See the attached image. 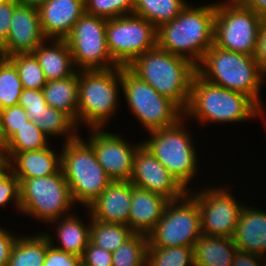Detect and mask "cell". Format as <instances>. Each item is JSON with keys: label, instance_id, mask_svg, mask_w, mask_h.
<instances>
[{"label": "cell", "instance_id": "obj_1", "mask_svg": "<svg viewBox=\"0 0 266 266\" xmlns=\"http://www.w3.org/2000/svg\"><path fill=\"white\" fill-rule=\"evenodd\" d=\"M266 112L249 96L204 80L197 72L191 82L190 99L184 116L198 125L240 123L266 119ZM262 118V119H261ZM264 118V119H263Z\"/></svg>", "mask_w": 266, "mask_h": 266}, {"label": "cell", "instance_id": "obj_2", "mask_svg": "<svg viewBox=\"0 0 266 266\" xmlns=\"http://www.w3.org/2000/svg\"><path fill=\"white\" fill-rule=\"evenodd\" d=\"M216 3L187 4L170 22L157 28V46L196 67L214 44Z\"/></svg>", "mask_w": 266, "mask_h": 266}, {"label": "cell", "instance_id": "obj_3", "mask_svg": "<svg viewBox=\"0 0 266 266\" xmlns=\"http://www.w3.org/2000/svg\"><path fill=\"white\" fill-rule=\"evenodd\" d=\"M127 68L160 95L186 110L191 82L196 74V66L189 60L156 46L136 57Z\"/></svg>", "mask_w": 266, "mask_h": 266}, {"label": "cell", "instance_id": "obj_4", "mask_svg": "<svg viewBox=\"0 0 266 266\" xmlns=\"http://www.w3.org/2000/svg\"><path fill=\"white\" fill-rule=\"evenodd\" d=\"M196 72L210 83L246 94L266 110L260 95L266 76L255 56L227 51L213 44L205 52Z\"/></svg>", "mask_w": 266, "mask_h": 266}, {"label": "cell", "instance_id": "obj_5", "mask_svg": "<svg viewBox=\"0 0 266 266\" xmlns=\"http://www.w3.org/2000/svg\"><path fill=\"white\" fill-rule=\"evenodd\" d=\"M121 90V66L78 70V127L107 129L120 108Z\"/></svg>", "mask_w": 266, "mask_h": 266}, {"label": "cell", "instance_id": "obj_6", "mask_svg": "<svg viewBox=\"0 0 266 266\" xmlns=\"http://www.w3.org/2000/svg\"><path fill=\"white\" fill-rule=\"evenodd\" d=\"M185 121L184 116L172 126L148 132L151 137L142 139V144L189 191L202 168L198 166L199 153L194 134L192 136L189 126L186 129Z\"/></svg>", "mask_w": 266, "mask_h": 266}, {"label": "cell", "instance_id": "obj_7", "mask_svg": "<svg viewBox=\"0 0 266 266\" xmlns=\"http://www.w3.org/2000/svg\"><path fill=\"white\" fill-rule=\"evenodd\" d=\"M61 170L75 204L85 209L112 180L98 163L92 146L82 136L62 144Z\"/></svg>", "mask_w": 266, "mask_h": 266}, {"label": "cell", "instance_id": "obj_8", "mask_svg": "<svg viewBox=\"0 0 266 266\" xmlns=\"http://www.w3.org/2000/svg\"><path fill=\"white\" fill-rule=\"evenodd\" d=\"M19 181L22 215L50 225L51 222L68 216L75 210V202L61 169L50 176Z\"/></svg>", "mask_w": 266, "mask_h": 266}, {"label": "cell", "instance_id": "obj_9", "mask_svg": "<svg viewBox=\"0 0 266 266\" xmlns=\"http://www.w3.org/2000/svg\"><path fill=\"white\" fill-rule=\"evenodd\" d=\"M121 83L129 112L147 133L172 126L184 117V111L175 102L160 95L127 67L121 66Z\"/></svg>", "mask_w": 266, "mask_h": 266}, {"label": "cell", "instance_id": "obj_10", "mask_svg": "<svg viewBox=\"0 0 266 266\" xmlns=\"http://www.w3.org/2000/svg\"><path fill=\"white\" fill-rule=\"evenodd\" d=\"M217 2L214 45L227 51L255 56L263 18L247 8L240 0Z\"/></svg>", "mask_w": 266, "mask_h": 266}, {"label": "cell", "instance_id": "obj_11", "mask_svg": "<svg viewBox=\"0 0 266 266\" xmlns=\"http://www.w3.org/2000/svg\"><path fill=\"white\" fill-rule=\"evenodd\" d=\"M201 235L198 203L187 191L182 197L168 202L161 219L147 235L148 247L194 248Z\"/></svg>", "mask_w": 266, "mask_h": 266}, {"label": "cell", "instance_id": "obj_12", "mask_svg": "<svg viewBox=\"0 0 266 266\" xmlns=\"http://www.w3.org/2000/svg\"><path fill=\"white\" fill-rule=\"evenodd\" d=\"M202 185L203 188L199 185L197 190H189L198 203L202 235L232 238L246 202L233 196L230 190L233 185L228 186V183L225 186Z\"/></svg>", "mask_w": 266, "mask_h": 266}, {"label": "cell", "instance_id": "obj_13", "mask_svg": "<svg viewBox=\"0 0 266 266\" xmlns=\"http://www.w3.org/2000/svg\"><path fill=\"white\" fill-rule=\"evenodd\" d=\"M106 40L113 61L127 67L136 57L157 46V28L138 15L127 14L107 19Z\"/></svg>", "mask_w": 266, "mask_h": 266}, {"label": "cell", "instance_id": "obj_14", "mask_svg": "<svg viewBox=\"0 0 266 266\" xmlns=\"http://www.w3.org/2000/svg\"><path fill=\"white\" fill-rule=\"evenodd\" d=\"M107 19L84 13L65 38L77 70L112 69L106 40Z\"/></svg>", "mask_w": 266, "mask_h": 266}, {"label": "cell", "instance_id": "obj_15", "mask_svg": "<svg viewBox=\"0 0 266 266\" xmlns=\"http://www.w3.org/2000/svg\"><path fill=\"white\" fill-rule=\"evenodd\" d=\"M87 130L89 132L85 140L92 146L98 163L107 176L112 181H130L133 174L134 155L142 142L133 144L126 140L123 134L112 133L105 128Z\"/></svg>", "mask_w": 266, "mask_h": 266}, {"label": "cell", "instance_id": "obj_16", "mask_svg": "<svg viewBox=\"0 0 266 266\" xmlns=\"http://www.w3.org/2000/svg\"><path fill=\"white\" fill-rule=\"evenodd\" d=\"M130 182L169 201L178 199L187 192L143 144L135 152Z\"/></svg>", "mask_w": 266, "mask_h": 266}, {"label": "cell", "instance_id": "obj_17", "mask_svg": "<svg viewBox=\"0 0 266 266\" xmlns=\"http://www.w3.org/2000/svg\"><path fill=\"white\" fill-rule=\"evenodd\" d=\"M47 38L43 34L38 9L18 4L11 18L6 42L1 46L3 56L32 53Z\"/></svg>", "mask_w": 266, "mask_h": 266}, {"label": "cell", "instance_id": "obj_18", "mask_svg": "<svg viewBox=\"0 0 266 266\" xmlns=\"http://www.w3.org/2000/svg\"><path fill=\"white\" fill-rule=\"evenodd\" d=\"M131 195L130 181H112L87 209L94 220L121 223L129 227Z\"/></svg>", "mask_w": 266, "mask_h": 266}, {"label": "cell", "instance_id": "obj_19", "mask_svg": "<svg viewBox=\"0 0 266 266\" xmlns=\"http://www.w3.org/2000/svg\"><path fill=\"white\" fill-rule=\"evenodd\" d=\"M37 9L47 39H65L85 13L84 0H47Z\"/></svg>", "mask_w": 266, "mask_h": 266}, {"label": "cell", "instance_id": "obj_20", "mask_svg": "<svg viewBox=\"0 0 266 266\" xmlns=\"http://www.w3.org/2000/svg\"><path fill=\"white\" fill-rule=\"evenodd\" d=\"M86 210V214L88 215H86V217L89 218V222H86L87 224L84 222V219H82L81 216H77L76 213H71L68 216L61 217L51 222L50 224L53 226L51 229H53L54 235L49 227V231H42L48 238L49 243L62 251L82 257L85 248L90 242V228L92 222L91 214L87 208Z\"/></svg>", "mask_w": 266, "mask_h": 266}, {"label": "cell", "instance_id": "obj_21", "mask_svg": "<svg viewBox=\"0 0 266 266\" xmlns=\"http://www.w3.org/2000/svg\"><path fill=\"white\" fill-rule=\"evenodd\" d=\"M57 152L50 144L40 150L5 154L8 167L18 179H32L53 175L61 169V151Z\"/></svg>", "mask_w": 266, "mask_h": 266}, {"label": "cell", "instance_id": "obj_22", "mask_svg": "<svg viewBox=\"0 0 266 266\" xmlns=\"http://www.w3.org/2000/svg\"><path fill=\"white\" fill-rule=\"evenodd\" d=\"M169 200L132 184L129 228L134 233L148 235L161 219Z\"/></svg>", "mask_w": 266, "mask_h": 266}, {"label": "cell", "instance_id": "obj_23", "mask_svg": "<svg viewBox=\"0 0 266 266\" xmlns=\"http://www.w3.org/2000/svg\"><path fill=\"white\" fill-rule=\"evenodd\" d=\"M232 239L238 250L266 258V211L245 203Z\"/></svg>", "mask_w": 266, "mask_h": 266}, {"label": "cell", "instance_id": "obj_24", "mask_svg": "<svg viewBox=\"0 0 266 266\" xmlns=\"http://www.w3.org/2000/svg\"><path fill=\"white\" fill-rule=\"evenodd\" d=\"M32 54L38 60L47 81L65 79L77 71L65 39H46Z\"/></svg>", "mask_w": 266, "mask_h": 266}, {"label": "cell", "instance_id": "obj_25", "mask_svg": "<svg viewBox=\"0 0 266 266\" xmlns=\"http://www.w3.org/2000/svg\"><path fill=\"white\" fill-rule=\"evenodd\" d=\"M236 251L232 238L201 235L194 246V266H231Z\"/></svg>", "mask_w": 266, "mask_h": 266}, {"label": "cell", "instance_id": "obj_26", "mask_svg": "<svg viewBox=\"0 0 266 266\" xmlns=\"http://www.w3.org/2000/svg\"><path fill=\"white\" fill-rule=\"evenodd\" d=\"M42 91L49 107L68 114L78 126V70L65 79L47 81Z\"/></svg>", "mask_w": 266, "mask_h": 266}, {"label": "cell", "instance_id": "obj_27", "mask_svg": "<svg viewBox=\"0 0 266 266\" xmlns=\"http://www.w3.org/2000/svg\"><path fill=\"white\" fill-rule=\"evenodd\" d=\"M30 120L50 139L61 137L66 143L77 138L79 127L66 113L47 106L39 112H26ZM53 136V137H51ZM65 137V138H64Z\"/></svg>", "mask_w": 266, "mask_h": 266}, {"label": "cell", "instance_id": "obj_28", "mask_svg": "<svg viewBox=\"0 0 266 266\" xmlns=\"http://www.w3.org/2000/svg\"><path fill=\"white\" fill-rule=\"evenodd\" d=\"M37 234L19 235L11 250L7 266H43L46 255V236Z\"/></svg>", "mask_w": 266, "mask_h": 266}, {"label": "cell", "instance_id": "obj_29", "mask_svg": "<svg viewBox=\"0 0 266 266\" xmlns=\"http://www.w3.org/2000/svg\"><path fill=\"white\" fill-rule=\"evenodd\" d=\"M187 0H135L133 14L148 20L155 28L175 19Z\"/></svg>", "mask_w": 266, "mask_h": 266}, {"label": "cell", "instance_id": "obj_30", "mask_svg": "<svg viewBox=\"0 0 266 266\" xmlns=\"http://www.w3.org/2000/svg\"><path fill=\"white\" fill-rule=\"evenodd\" d=\"M134 232L125 224L104 223L92 219L90 241L110 253L116 251Z\"/></svg>", "mask_w": 266, "mask_h": 266}, {"label": "cell", "instance_id": "obj_31", "mask_svg": "<svg viewBox=\"0 0 266 266\" xmlns=\"http://www.w3.org/2000/svg\"><path fill=\"white\" fill-rule=\"evenodd\" d=\"M148 237L134 233L112 253V266H146Z\"/></svg>", "mask_w": 266, "mask_h": 266}, {"label": "cell", "instance_id": "obj_32", "mask_svg": "<svg viewBox=\"0 0 266 266\" xmlns=\"http://www.w3.org/2000/svg\"><path fill=\"white\" fill-rule=\"evenodd\" d=\"M51 144L49 138L31 121L26 122L4 144L5 152L40 150Z\"/></svg>", "mask_w": 266, "mask_h": 266}, {"label": "cell", "instance_id": "obj_33", "mask_svg": "<svg viewBox=\"0 0 266 266\" xmlns=\"http://www.w3.org/2000/svg\"><path fill=\"white\" fill-rule=\"evenodd\" d=\"M146 266H194V248L147 247Z\"/></svg>", "mask_w": 266, "mask_h": 266}, {"label": "cell", "instance_id": "obj_34", "mask_svg": "<svg viewBox=\"0 0 266 266\" xmlns=\"http://www.w3.org/2000/svg\"><path fill=\"white\" fill-rule=\"evenodd\" d=\"M23 89L15 65L3 57L0 61V110L17 105Z\"/></svg>", "mask_w": 266, "mask_h": 266}, {"label": "cell", "instance_id": "obj_35", "mask_svg": "<svg viewBox=\"0 0 266 266\" xmlns=\"http://www.w3.org/2000/svg\"><path fill=\"white\" fill-rule=\"evenodd\" d=\"M8 59L15 65L23 88L43 89L47 80L38 60L32 53L15 54Z\"/></svg>", "mask_w": 266, "mask_h": 266}, {"label": "cell", "instance_id": "obj_36", "mask_svg": "<svg viewBox=\"0 0 266 266\" xmlns=\"http://www.w3.org/2000/svg\"><path fill=\"white\" fill-rule=\"evenodd\" d=\"M85 12L106 19L133 14L135 0H84Z\"/></svg>", "mask_w": 266, "mask_h": 266}, {"label": "cell", "instance_id": "obj_37", "mask_svg": "<svg viewBox=\"0 0 266 266\" xmlns=\"http://www.w3.org/2000/svg\"><path fill=\"white\" fill-rule=\"evenodd\" d=\"M13 204L14 211L20 213V181L7 166L0 172V208Z\"/></svg>", "mask_w": 266, "mask_h": 266}, {"label": "cell", "instance_id": "obj_38", "mask_svg": "<svg viewBox=\"0 0 266 266\" xmlns=\"http://www.w3.org/2000/svg\"><path fill=\"white\" fill-rule=\"evenodd\" d=\"M29 120L25 109L19 104L0 110V129L4 143Z\"/></svg>", "mask_w": 266, "mask_h": 266}, {"label": "cell", "instance_id": "obj_39", "mask_svg": "<svg viewBox=\"0 0 266 266\" xmlns=\"http://www.w3.org/2000/svg\"><path fill=\"white\" fill-rule=\"evenodd\" d=\"M81 257L55 248L46 237V255L43 266H79Z\"/></svg>", "mask_w": 266, "mask_h": 266}, {"label": "cell", "instance_id": "obj_40", "mask_svg": "<svg viewBox=\"0 0 266 266\" xmlns=\"http://www.w3.org/2000/svg\"><path fill=\"white\" fill-rule=\"evenodd\" d=\"M81 262L84 266H112V253L95 246L90 241L84 250Z\"/></svg>", "mask_w": 266, "mask_h": 266}, {"label": "cell", "instance_id": "obj_41", "mask_svg": "<svg viewBox=\"0 0 266 266\" xmlns=\"http://www.w3.org/2000/svg\"><path fill=\"white\" fill-rule=\"evenodd\" d=\"M26 112H39L48 105L42 90L26 89L21 92L19 103Z\"/></svg>", "mask_w": 266, "mask_h": 266}, {"label": "cell", "instance_id": "obj_42", "mask_svg": "<svg viewBox=\"0 0 266 266\" xmlns=\"http://www.w3.org/2000/svg\"><path fill=\"white\" fill-rule=\"evenodd\" d=\"M18 4L16 0H7L0 3V47L6 42L10 30L11 18Z\"/></svg>", "mask_w": 266, "mask_h": 266}, {"label": "cell", "instance_id": "obj_43", "mask_svg": "<svg viewBox=\"0 0 266 266\" xmlns=\"http://www.w3.org/2000/svg\"><path fill=\"white\" fill-rule=\"evenodd\" d=\"M12 231L0 225V266H7L12 247L20 235Z\"/></svg>", "mask_w": 266, "mask_h": 266}, {"label": "cell", "instance_id": "obj_44", "mask_svg": "<svg viewBox=\"0 0 266 266\" xmlns=\"http://www.w3.org/2000/svg\"><path fill=\"white\" fill-rule=\"evenodd\" d=\"M265 263V257L237 249L231 266H266Z\"/></svg>", "mask_w": 266, "mask_h": 266}, {"label": "cell", "instance_id": "obj_45", "mask_svg": "<svg viewBox=\"0 0 266 266\" xmlns=\"http://www.w3.org/2000/svg\"><path fill=\"white\" fill-rule=\"evenodd\" d=\"M262 73L266 76V19H263L259 28L258 46L255 54Z\"/></svg>", "mask_w": 266, "mask_h": 266}, {"label": "cell", "instance_id": "obj_46", "mask_svg": "<svg viewBox=\"0 0 266 266\" xmlns=\"http://www.w3.org/2000/svg\"><path fill=\"white\" fill-rule=\"evenodd\" d=\"M247 8L266 19V0H240Z\"/></svg>", "mask_w": 266, "mask_h": 266}, {"label": "cell", "instance_id": "obj_47", "mask_svg": "<svg viewBox=\"0 0 266 266\" xmlns=\"http://www.w3.org/2000/svg\"><path fill=\"white\" fill-rule=\"evenodd\" d=\"M19 4L28 5V6H34L38 8L41 6L44 2L47 0H16Z\"/></svg>", "mask_w": 266, "mask_h": 266}, {"label": "cell", "instance_id": "obj_48", "mask_svg": "<svg viewBox=\"0 0 266 266\" xmlns=\"http://www.w3.org/2000/svg\"><path fill=\"white\" fill-rule=\"evenodd\" d=\"M7 166V158L4 147H0V172H2Z\"/></svg>", "mask_w": 266, "mask_h": 266}, {"label": "cell", "instance_id": "obj_49", "mask_svg": "<svg viewBox=\"0 0 266 266\" xmlns=\"http://www.w3.org/2000/svg\"><path fill=\"white\" fill-rule=\"evenodd\" d=\"M4 140H3V136H2V133H1V129H0V147H4Z\"/></svg>", "mask_w": 266, "mask_h": 266}, {"label": "cell", "instance_id": "obj_50", "mask_svg": "<svg viewBox=\"0 0 266 266\" xmlns=\"http://www.w3.org/2000/svg\"><path fill=\"white\" fill-rule=\"evenodd\" d=\"M3 52H2V49H1V47H0V61L3 59Z\"/></svg>", "mask_w": 266, "mask_h": 266}]
</instances>
